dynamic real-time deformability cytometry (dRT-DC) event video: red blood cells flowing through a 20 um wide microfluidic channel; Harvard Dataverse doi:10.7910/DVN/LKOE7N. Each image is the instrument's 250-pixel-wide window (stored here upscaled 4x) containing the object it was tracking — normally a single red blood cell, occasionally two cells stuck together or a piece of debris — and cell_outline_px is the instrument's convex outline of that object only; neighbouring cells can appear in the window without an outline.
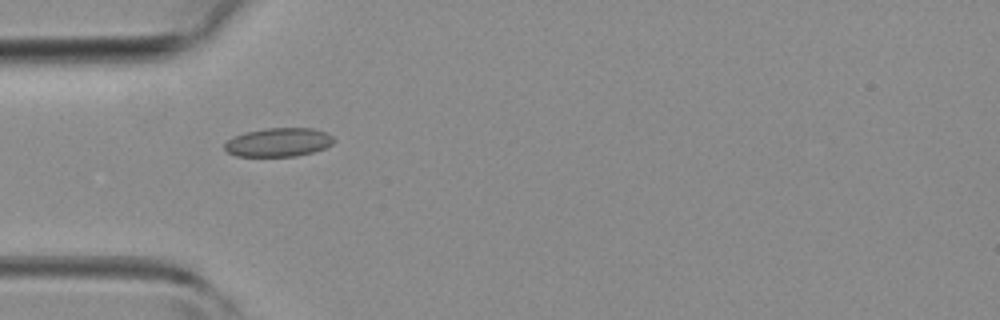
{"species": "common noctule bat (a hibernating species)", "species_latin": "Nyctalus noctula", "temperature_condition": "room temperature", "stored_images_in_passage": 35, "camera_frame_rate_fps": 3000, "um_per_image_px": 0.085, "animal": {"sex": "female", "body_mass_g": 19.3, "forearm_length_mm": 54.1}, "frame": {"image": 1, "passage_image": 9, "time_ms": 2.667, "image_size_px": [1000, 320], "cell_outline_px": [[336, 140], [332, 144], [324, 148], [312, 152], [296, 156], [236, 156], [228, 152], [224, 148], [224, 144], [232, 136], [244, 132], [264, 128], [312, 128], [328, 132]], "centroid_in_image_um": [23.67, 12.08], "position_along_channel_um": 61.3, "area_um2": 18.44}}
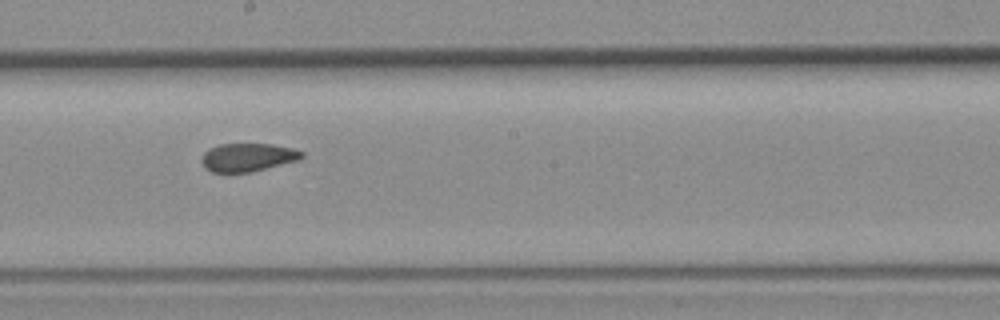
{"frame": {"image": 2, "passage_image": 20, "time_ms": 6.333, "image_size_px": [1000, 320], "cell_outline_px": [[304, 156], [300, 160], [252, 172], [212, 172], [204, 168], [200, 160], [204, 152], [208, 148], [220, 144], [272, 144], [292, 148], [304, 152]], "centroid_in_image_um": [21.06, 13.37], "position_along_channel_um": 227.1, "area_um2": 16.7}}
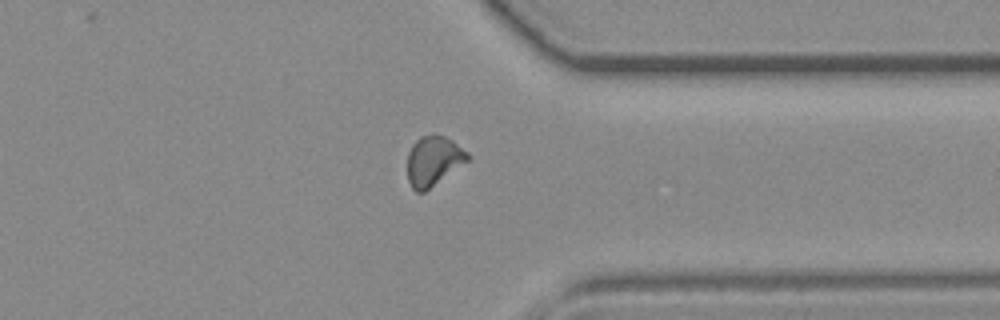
{"frame": {"image": 3, "passage_image": 30, "time_ms": 9.667, "image_size_px": [1000, 320], "cell_outline_px": [[472, 156], [468, 160], [424, 192], [416, 192], [412, 188], [408, 180], [408, 152], [412, 144], [420, 136], [432, 132], [444, 136], [452, 140], [468, 152]], "centroid_in_image_um": [36.83, 13.63], "position_along_channel_um": 374.6, "area_um2": 17.51}}